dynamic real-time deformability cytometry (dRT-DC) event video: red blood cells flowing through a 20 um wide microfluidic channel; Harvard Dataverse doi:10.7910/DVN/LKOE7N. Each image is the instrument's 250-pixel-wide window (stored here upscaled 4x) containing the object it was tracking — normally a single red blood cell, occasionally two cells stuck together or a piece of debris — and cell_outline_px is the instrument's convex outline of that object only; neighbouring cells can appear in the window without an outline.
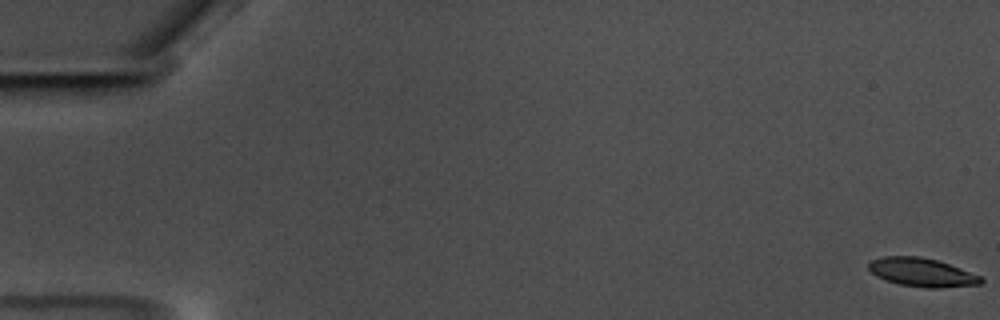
{"species": "common noctule bat (a hibernating species)", "species_latin": "Nyctalus noctula", "temperature_condition": "warm", "stored_images_in_passage": 61, "camera_frame_rate_fps": 3000, "um_per_image_px": 0.085, "animal": {"sex": "male", "body_mass_g": 17.5, "forearm_length_mm": 52.3}, "frame": {"image": 1, "passage_image": 1, "time_ms": 0.0, "image_size_px": [1000, 320], "cell_outline_px": [[984, 280], [980, 284], [940, 288], [928, 288], [900, 284], [884, 280], [876, 276], [868, 268], [868, 260], [884, 256], [916, 256], [936, 260], [960, 268], [980, 276]], "centroid_in_image_um": [78.31, 23.15], "position_along_channel_um": 6.7, "area_um2": 18.61}}
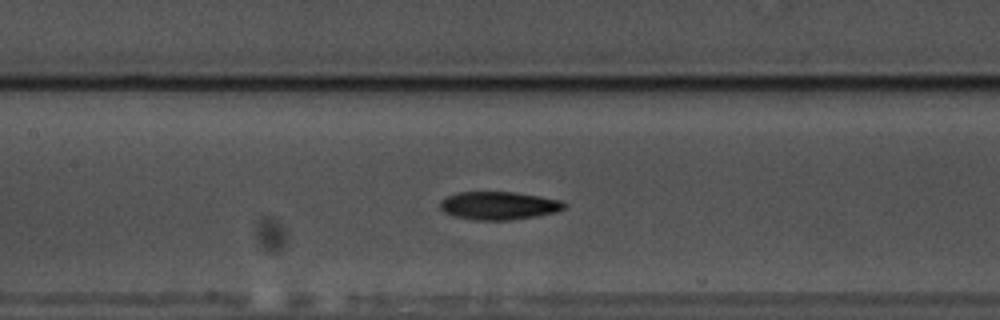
{"frame": {"image": 2, "passage_image": 29, "time_ms": 9.333, "image_size_px": [1000, 320], "cell_outline_px": [[564, 208], [556, 212], [536, 216], [508, 220], [472, 220], [452, 216], [444, 212], [440, 208], [440, 200], [456, 192], [516, 192], [564, 200]], "centroid_in_image_um": [42.37, 17.47], "position_along_channel_um": 165.0, "area_um2": 20.46}}
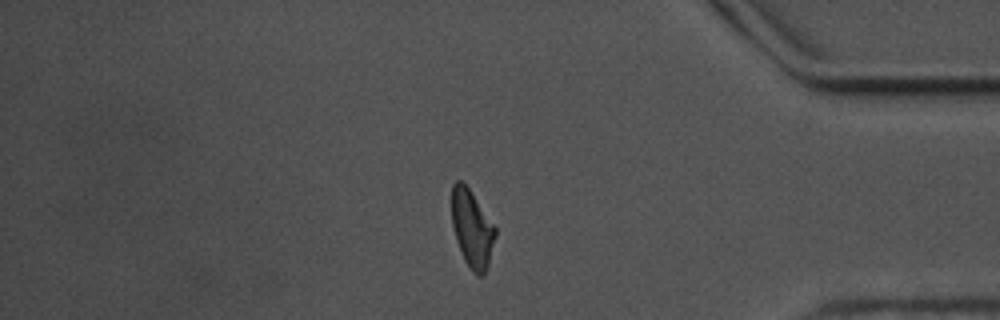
{"frame": {"image": 3, "passage_image": 51, "time_ms": 16.667, "image_size_px": [1000, 320], "cell_outline_px": [[496, 236], [488, 264], [484, 272], [480, 276], [476, 276], [472, 272], [464, 260], [456, 240], [452, 224], [452, 184], [456, 180], [460, 180], [468, 188], [496, 228]], "centroid_in_image_um": [40.11, 19.46], "position_along_channel_um": 395.1, "area_um2": 19.36}, "authors_computed_cell_mechanics": {"area_um2": 19.5942, "velocity_mm_per_s": 3.4997, "shape_relaxation_time_tau1_ms": 3.773, "shape_relaxation_time_tau2_ms": 6.0197, "deformation_change_tau1": 0.1491, "deformation_change_tau2": 0.1402}}